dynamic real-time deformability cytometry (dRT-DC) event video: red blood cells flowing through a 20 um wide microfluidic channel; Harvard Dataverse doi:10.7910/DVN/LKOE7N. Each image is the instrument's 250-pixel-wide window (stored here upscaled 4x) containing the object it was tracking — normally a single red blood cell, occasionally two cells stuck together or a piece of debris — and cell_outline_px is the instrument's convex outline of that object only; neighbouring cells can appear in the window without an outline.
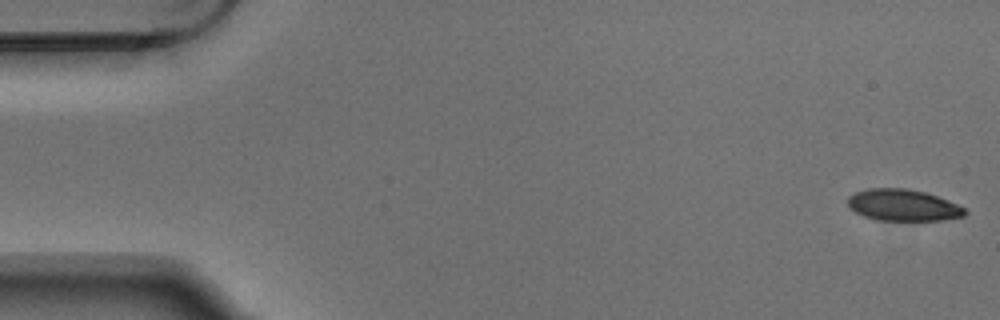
{"species": "Egyptian fruit bat (a non-hibernating species)", "species_latin": "Rousettus aegyptiacus", "temperature_condition": "warm", "stored_images_in_passage": 5, "camera_frame_rate_fps": 3000, "um_per_image_px": 0.085, "animal": {"sex": "male"}, "frame": {"image": 1, "passage_image": 1, "time_ms": 0.0, "image_size_px": [1000, 320], "cell_outline_px": [[968, 212], [964, 216], [940, 220], [876, 220], [864, 216], [848, 208], [848, 196], [856, 192], [868, 188], [908, 188], [924, 192], [948, 200], [964, 208]], "centroid_in_image_um": [76.73, 17.43], "position_along_channel_um": 8.3, "area_um2": 21.5}}